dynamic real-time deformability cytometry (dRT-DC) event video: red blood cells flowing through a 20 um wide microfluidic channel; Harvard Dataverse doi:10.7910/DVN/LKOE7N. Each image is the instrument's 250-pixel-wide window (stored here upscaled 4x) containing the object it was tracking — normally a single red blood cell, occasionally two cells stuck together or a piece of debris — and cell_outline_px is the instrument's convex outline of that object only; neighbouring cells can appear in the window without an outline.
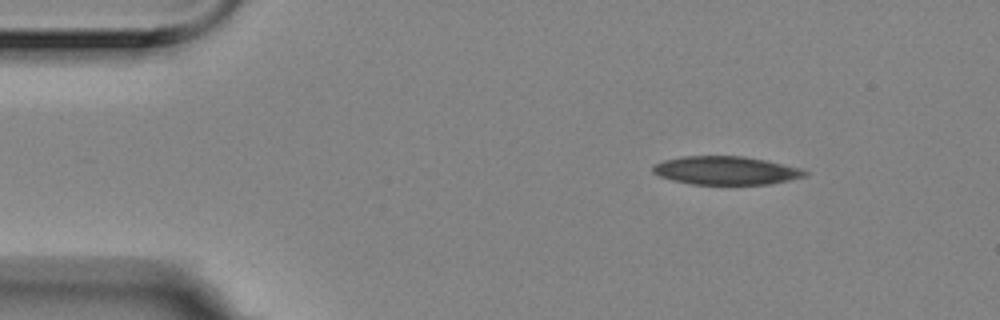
{"species": "Egyptian fruit bat (a non-hibernating species)", "species_latin": "Rousettus aegyptiacus", "temperature_condition": "room temperature", "stored_images_in_passage": 4, "camera_frame_rate_fps": 3000, "um_per_image_px": 0.085, "animal": {"sex": "female"}, "frame": {"image": 1, "passage_image": 1, "time_ms": 0.0, "image_size_px": [1000, 320], "cell_outline_px": [[808, 176], [768, 184], [692, 184], [672, 180], [660, 176], [652, 172], [652, 168], [656, 164], [664, 160], [684, 156], [744, 156], [764, 160], [800, 168], [808, 172]], "centroid_in_image_um": [61.7, 14.49], "position_along_channel_um": 23.3, "area_um2": 24.91}}
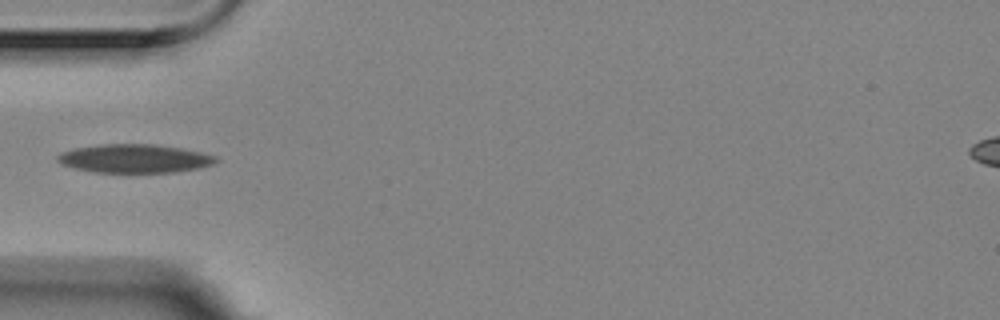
{"frame": {"image": 2, "passage_image": 4, "time_ms": 1.0, "image_size_px": [1000, 320], "cell_outline_px": [[220, 160], [212, 164], [200, 168], [172, 172], [92, 172], [72, 168], [60, 164], [56, 160], [56, 156], [60, 152], [76, 148], [100, 144], [156, 144], [180, 148], [200, 152], [216, 156]], "centroid_in_image_um": [11.39, 13.47], "position_along_channel_um": 73.6, "area_um2": 26.47}}